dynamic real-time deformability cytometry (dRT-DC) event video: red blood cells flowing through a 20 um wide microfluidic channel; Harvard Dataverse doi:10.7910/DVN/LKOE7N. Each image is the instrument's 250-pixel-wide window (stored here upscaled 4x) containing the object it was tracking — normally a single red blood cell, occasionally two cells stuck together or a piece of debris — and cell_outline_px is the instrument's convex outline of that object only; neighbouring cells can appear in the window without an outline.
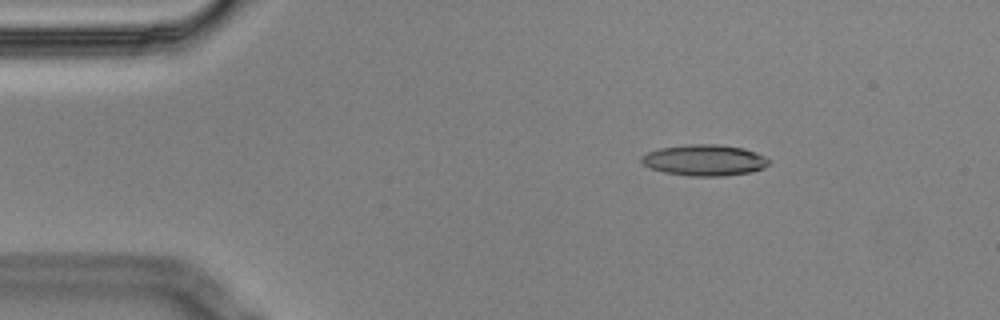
{"species": "Egyptian fruit bat (a non-hibernating species)", "species_latin": "Rousettus aegyptiacus", "temperature_condition": "cold", "stored_images_in_passage": 5, "camera_frame_rate_fps": 3000, "um_per_image_px": 0.085, "animal": {"sex": "male"}, "frame": {"image": 1, "passage_image": 3, "time_ms": 0.667, "image_size_px": [1000, 320], "cell_outline_px": [[772, 160], [764, 168], [752, 172], [724, 176], [688, 176], [664, 172], [652, 168], [644, 164], [640, 160], [640, 156], [648, 152], [660, 148], [688, 144], [720, 144], [744, 148], [756, 152]], "centroid_in_image_um": [59.92, 13.61], "position_along_channel_um": 25.1, "area_um2": 23.29}}
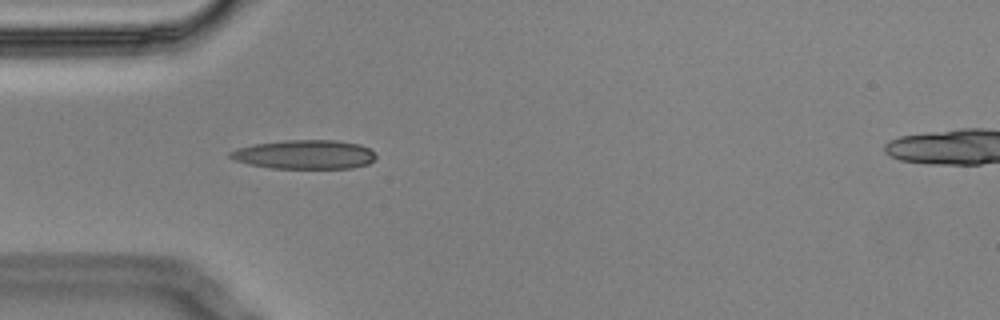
{"frame": {"image": 2, "passage_image": 5, "time_ms": 1.333, "image_size_px": [1000, 320], "cell_outline_px": [[376, 156], [368, 164], [352, 168], [272, 168], [248, 164], [236, 160], [228, 156], [228, 152], [252, 144], [284, 140], [336, 140], [360, 144], [376, 152]], "centroid_in_image_um": [25.91, 13.12], "position_along_channel_um": 59.1, "area_um2": 24.68}}